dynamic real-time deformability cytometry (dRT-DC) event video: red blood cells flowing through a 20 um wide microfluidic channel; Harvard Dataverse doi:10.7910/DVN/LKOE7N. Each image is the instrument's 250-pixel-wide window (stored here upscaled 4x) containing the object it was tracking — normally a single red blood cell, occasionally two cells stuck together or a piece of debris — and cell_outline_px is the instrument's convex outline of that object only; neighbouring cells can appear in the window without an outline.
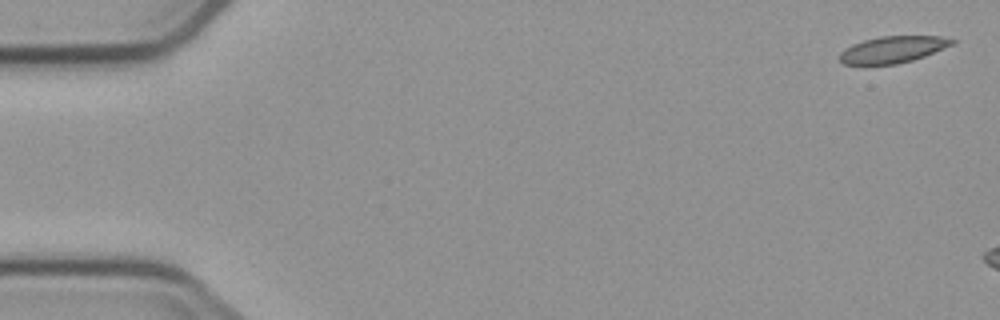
{"species": "common noctule bat (a hibernating species)", "species_latin": "Nyctalus noctula", "temperature_condition": "cold", "stored_images_in_passage": 6, "camera_frame_rate_fps": 3000, "um_per_image_px": 0.085, "animal": {"sex": "male", "body_mass_g": 23.1, "forearm_length_mm": 52.7}, "frame": {"image": 1, "passage_image": 1, "time_ms": 0.0, "image_size_px": [1000, 320], "cell_outline_px": [[956, 44], [924, 56], [912, 60], [896, 64], [844, 64], [840, 60], [840, 52], [844, 48], [852, 44], [864, 40], [880, 36], [940, 36], [956, 40]], "centroid_in_image_um": [75.91, 4.2], "position_along_channel_um": 9.1, "area_um2": 17.46}}